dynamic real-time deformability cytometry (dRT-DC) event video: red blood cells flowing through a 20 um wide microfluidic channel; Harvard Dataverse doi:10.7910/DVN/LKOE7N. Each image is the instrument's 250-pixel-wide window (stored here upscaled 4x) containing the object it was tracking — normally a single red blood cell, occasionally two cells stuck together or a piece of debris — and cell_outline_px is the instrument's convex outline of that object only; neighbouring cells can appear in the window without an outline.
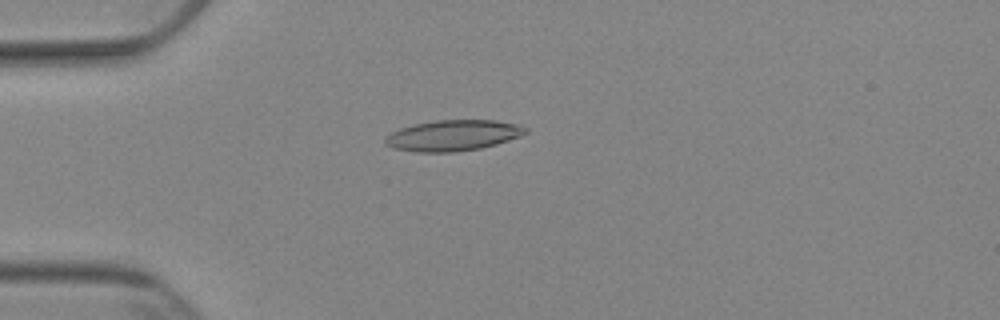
{"species": "Egyptian fruit bat (a non-hibernating species)", "species_latin": "Rousettus aegyptiacus", "temperature_condition": "cold", "stored_images_in_passage": 15, "camera_frame_rate_fps": 3000, "um_per_image_px": 0.085, "animal": {"sex": "female"}, "frame": {"image": 1, "passage_image": 11, "time_ms": 3.333, "image_size_px": [1000, 320], "cell_outline_px": [[528, 132], [520, 136], [496, 144], [480, 148], [456, 152], [416, 152], [392, 148], [384, 144], [384, 140], [392, 132], [400, 128], [412, 124], [436, 120], [496, 120], [520, 124], [528, 128]], "centroid_in_image_um": [38.51, 11.51], "position_along_channel_um": 46.5, "area_um2": 25.37}}
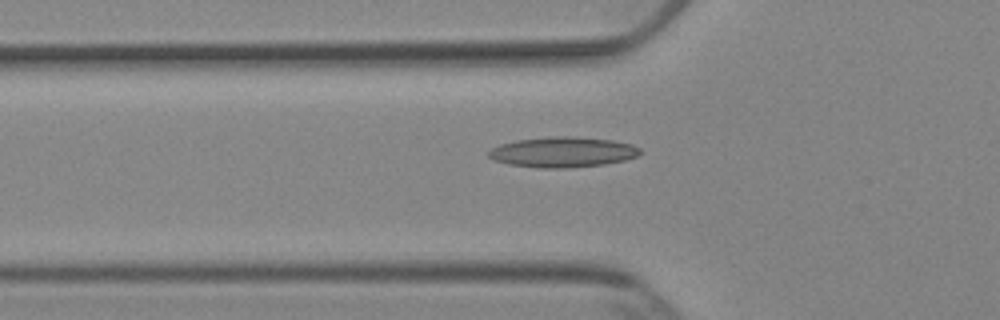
{"frame": {"image": 2, "passage_image": 15, "time_ms": 4.667, "image_size_px": [1000, 320], "cell_outline_px": [[640, 152], [636, 156], [624, 160], [604, 164], [568, 168], [540, 168], [508, 164], [492, 160], [488, 156], [488, 152], [492, 148], [500, 144], [516, 140], [556, 136], [568, 136], [612, 140], [632, 144], [640, 148]], "centroid_in_image_um": [47.8, 12.93], "position_along_channel_um": 78.0, "area_um2": 26.7}}